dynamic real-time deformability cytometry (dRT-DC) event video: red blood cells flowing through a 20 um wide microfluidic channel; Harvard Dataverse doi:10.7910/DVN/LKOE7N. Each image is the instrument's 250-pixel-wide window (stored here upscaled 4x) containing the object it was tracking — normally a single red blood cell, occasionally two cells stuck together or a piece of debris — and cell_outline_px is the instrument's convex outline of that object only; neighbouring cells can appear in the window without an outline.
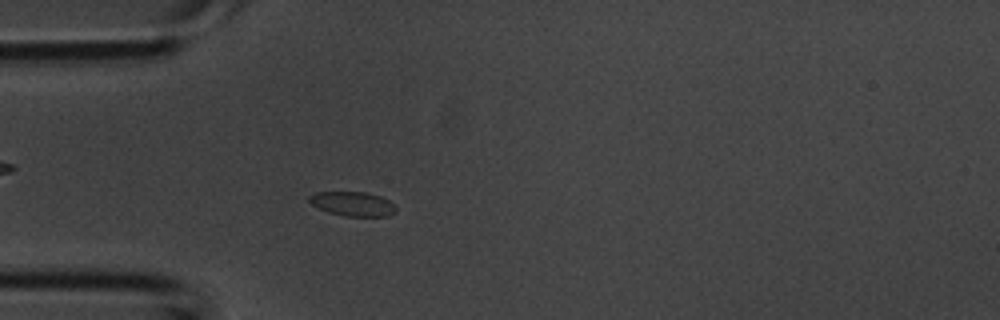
{"species": "common noctule bat (a hibernating species)", "species_latin": "Nyctalus noctula", "temperature_condition": "room temperature", "stored_images_in_passage": 33, "camera_frame_rate_fps": 3000, "um_per_image_px": 0.085, "animal": {"sex": "male", "body_mass_g": 20.1, "forearm_length_mm": 53.5}, "frame": {"image": 1, "passage_image": 5, "time_ms": 1.333, "image_size_px": [1000, 320], "cell_outline_px": [[396, 212], [388, 216], [344, 216], [328, 212], [312, 204], [308, 200], [308, 196], [316, 192], [364, 192], [380, 196], [388, 200], [396, 208]], "centroid_in_image_um": [29.97, 17.33], "position_along_channel_um": 55.0, "area_um2": 12.2}}
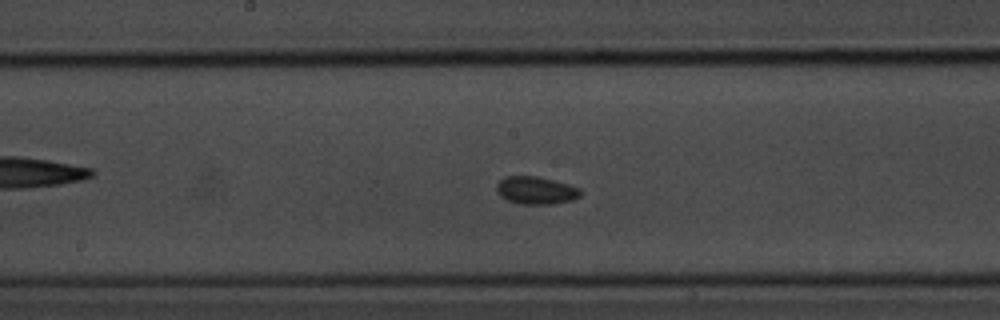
{"frame": {"image": 2, "passage_image": 14, "time_ms": 4.333, "image_size_px": [1000, 320], "cell_outline_px": [[580, 196], [572, 200], [552, 204], [520, 204], [508, 200], [500, 196], [496, 192], [496, 184], [504, 176], [536, 176], [568, 184], [580, 188]], "centroid_in_image_um": [45.52, 16.18], "position_along_channel_um": 202.7, "area_um2": 13.53}}
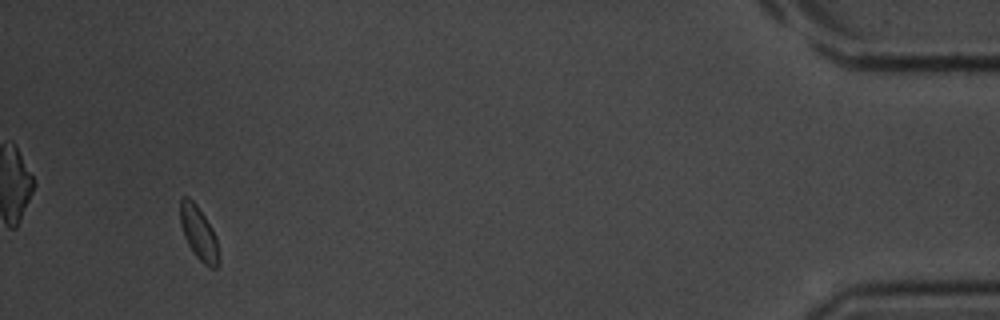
{"frame": {"image": 3, "passage_image": 31, "time_ms": 10.0, "image_size_px": [1000, 320], "cell_outline_px": [[216, 268], [212, 268], [204, 264], [196, 256], [188, 244], [184, 236], [180, 224], [180, 200], [184, 196], [188, 196], [196, 204], [212, 228], [216, 236]], "centroid_in_image_um": [16.83, 19.74], "position_along_channel_um": 418.4, "area_um2": 11.56}}